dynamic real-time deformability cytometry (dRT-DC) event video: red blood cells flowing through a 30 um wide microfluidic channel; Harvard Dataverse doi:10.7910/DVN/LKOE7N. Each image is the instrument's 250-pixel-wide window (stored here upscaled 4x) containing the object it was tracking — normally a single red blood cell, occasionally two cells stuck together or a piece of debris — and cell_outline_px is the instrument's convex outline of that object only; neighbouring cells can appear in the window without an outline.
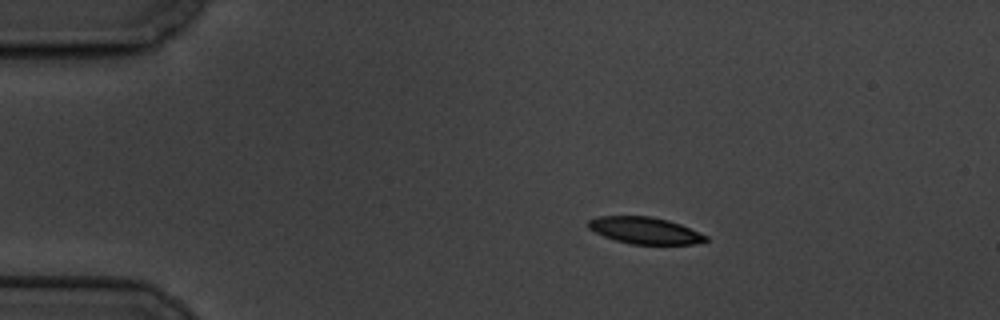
{"species": "common noctule bat (a hibernating species)", "species_latin": "Nyctalus noctula", "temperature_condition": "cold", "stored_images_in_passage": 4, "camera_frame_rate_fps": 3000, "um_per_image_px": 0.085, "animal": {"sex": "male", "body_mass_g": 19.5, "forearm_length_mm": 54.6}, "frame": {"image": 1, "passage_image": 2, "time_ms": 1.0, "image_size_px": [1000, 320], "cell_outline_px": [[708, 240], [692, 244], [628, 244], [604, 236], [588, 228], [588, 220], [596, 216], [652, 216], [668, 220], [680, 224], [708, 236]], "centroid_in_image_um": [54.8, 19.58], "position_along_channel_um": 30.2, "area_um2": 18.26}}